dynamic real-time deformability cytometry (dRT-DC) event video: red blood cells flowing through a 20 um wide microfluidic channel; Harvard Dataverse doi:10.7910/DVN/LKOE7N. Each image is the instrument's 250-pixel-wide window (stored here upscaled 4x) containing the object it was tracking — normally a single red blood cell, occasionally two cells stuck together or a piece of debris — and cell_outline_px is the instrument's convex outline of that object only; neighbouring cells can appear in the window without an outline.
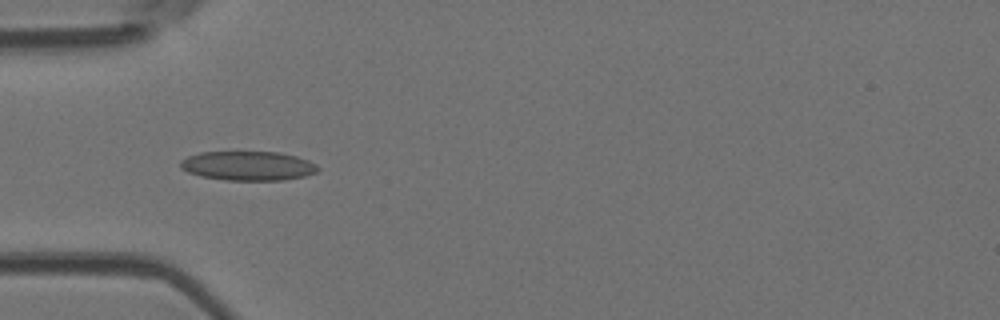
{"species": "Egyptian fruit bat (a non-hibernating species)", "species_latin": "Rousettus aegyptiacus", "temperature_condition": "room temperature", "stored_images_in_passage": 6, "camera_frame_rate_fps": 3000, "um_per_image_px": 0.085, "animal": {"sex": "female"}, "frame": {"image": 1, "passage_image": 5, "time_ms": 4.667, "image_size_px": [1000, 320], "cell_outline_px": [[320, 168], [316, 172], [304, 176], [284, 180], [224, 180], [200, 176], [188, 172], [180, 168], [180, 160], [188, 156], [200, 152], [280, 152], [296, 156], [308, 160], [316, 164]], "centroid_in_image_um": [21.07, 14.09], "position_along_channel_um": 63.9, "area_um2": 23.52}}
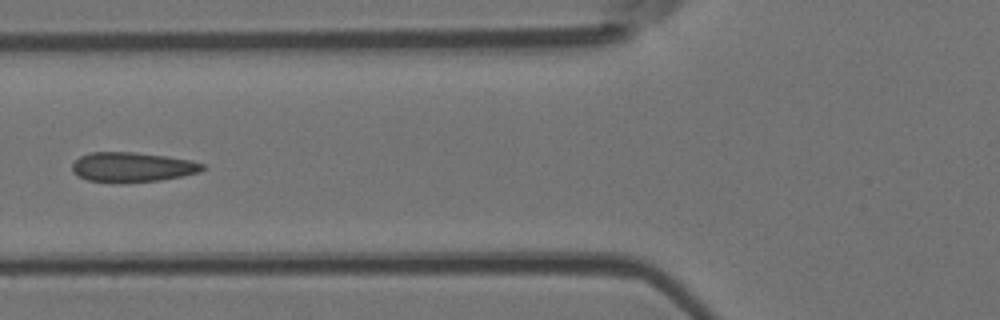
{"frame": {"image": 2, "passage_image": 6, "time_ms": 6.0, "image_size_px": [1000, 320], "cell_outline_px": [[204, 168], [200, 172], [160, 180], [88, 180], [72, 172], [72, 164], [80, 156], [92, 152], [132, 152], [168, 156], [192, 160], [204, 164]], "centroid_in_image_um": [11.28, 14.15], "position_along_channel_um": 114.5, "area_um2": 21.73}}